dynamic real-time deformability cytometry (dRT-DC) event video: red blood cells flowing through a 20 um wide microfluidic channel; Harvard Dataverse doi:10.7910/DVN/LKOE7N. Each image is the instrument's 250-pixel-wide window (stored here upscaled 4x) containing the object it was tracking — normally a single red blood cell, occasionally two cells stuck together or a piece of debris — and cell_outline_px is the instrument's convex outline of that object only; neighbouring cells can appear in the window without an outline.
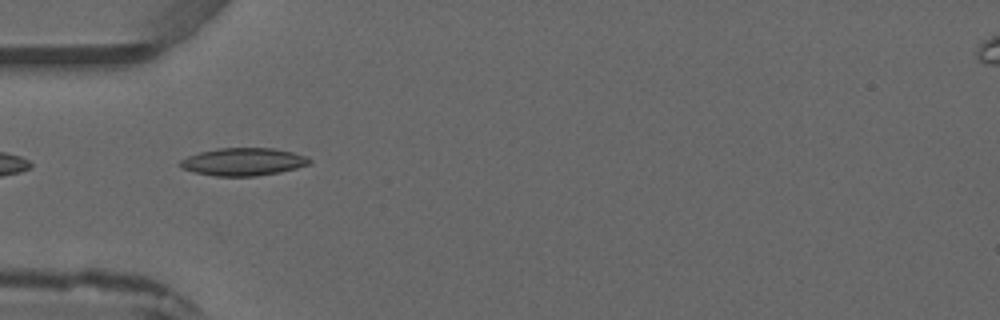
{"species": "common noctule bat (a hibernating species)", "species_latin": "Nyctalus noctula", "temperature_condition": "warm", "stored_images_in_passage": 1, "camera_frame_rate_fps": 3000, "um_per_image_px": 0.085, "animal": {"sex": "male", "forearm_length_mm": 52.5}, "frame": {"image": 1, "passage_image": 1, "time_ms": 0.0, "image_size_px": [1000, 320], "cell_outline_px": [[312, 160], [308, 164], [296, 168], [280, 172], [256, 176], [216, 176], [196, 172], [184, 168], [180, 164], [180, 160], [188, 156], [200, 152], [220, 148], [272, 148], [292, 152], [308, 156]], "centroid_in_image_um": [20.72, 13.74], "position_along_channel_um": 64.3, "area_um2": 20.63}}